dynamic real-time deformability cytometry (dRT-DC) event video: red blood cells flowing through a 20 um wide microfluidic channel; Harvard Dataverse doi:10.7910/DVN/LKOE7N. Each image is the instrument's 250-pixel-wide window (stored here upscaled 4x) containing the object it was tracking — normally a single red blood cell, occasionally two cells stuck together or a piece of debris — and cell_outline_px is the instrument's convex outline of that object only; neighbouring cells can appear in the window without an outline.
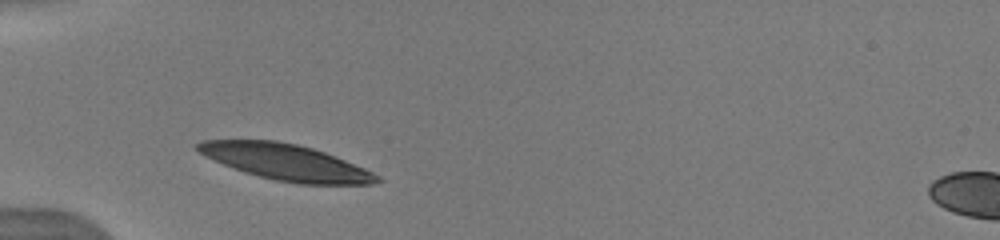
{"species": "human", "species_latin": "Homo sapiens", "temperature_condition": "warm", "stored_images_in_passage": 11, "camera_frame_rate_fps": 3000, "um_per_image_px": 0.085, "donor": {"sex": "male"}, "frame": {"image": 1, "passage_image": 1, "time_ms": 0.0, "image_size_px": [1000, 240], "cell_outline_px": [[384, 180], [372, 184], [300, 184], [276, 180], [244, 172], [204, 156], [192, 144], [200, 140], [276, 140], [296, 144], [312, 148], [336, 156], [364, 168], [380, 176]], "centroid_in_image_um": [24.29, 13.78], "position_along_channel_um": 60.7, "area_um2": 37.51}}